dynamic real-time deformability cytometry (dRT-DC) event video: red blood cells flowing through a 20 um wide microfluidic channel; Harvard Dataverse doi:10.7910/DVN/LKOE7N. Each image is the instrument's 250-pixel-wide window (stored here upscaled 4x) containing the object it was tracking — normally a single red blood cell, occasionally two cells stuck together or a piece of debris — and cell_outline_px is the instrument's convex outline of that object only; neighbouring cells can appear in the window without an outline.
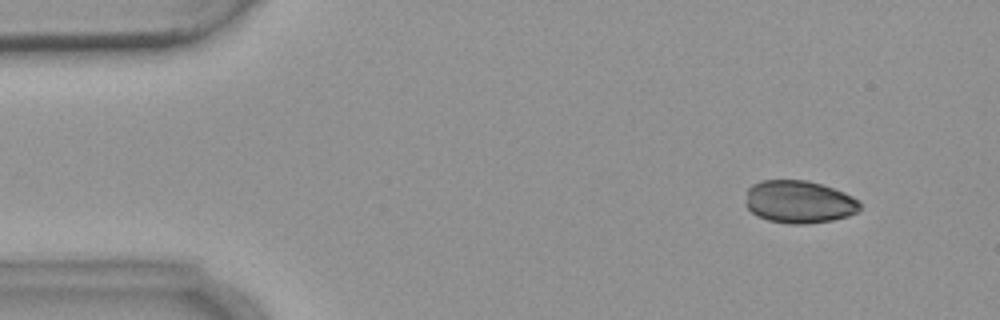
{"species": "common noctule bat (a hibernating species)", "species_latin": "Nyctalus noctula", "temperature_condition": "warm", "stored_images_in_passage": 5, "camera_frame_rate_fps": 3000, "um_per_image_px": 0.085, "animal": {"sex": "female", "body_mass_g": 18.4}, "frame": {"image": 1, "passage_image": 2, "time_ms": 1.333, "image_size_px": [1000, 320], "cell_outline_px": [[860, 212], [848, 216], [832, 220], [808, 224], [792, 224], [768, 220], [756, 216], [744, 204], [748, 188], [752, 184], [760, 180], [804, 180], [820, 184], [844, 192], [860, 200]], "centroid_in_image_um": [67.91, 17.16], "position_along_channel_um": 17.1, "area_um2": 28.67}}